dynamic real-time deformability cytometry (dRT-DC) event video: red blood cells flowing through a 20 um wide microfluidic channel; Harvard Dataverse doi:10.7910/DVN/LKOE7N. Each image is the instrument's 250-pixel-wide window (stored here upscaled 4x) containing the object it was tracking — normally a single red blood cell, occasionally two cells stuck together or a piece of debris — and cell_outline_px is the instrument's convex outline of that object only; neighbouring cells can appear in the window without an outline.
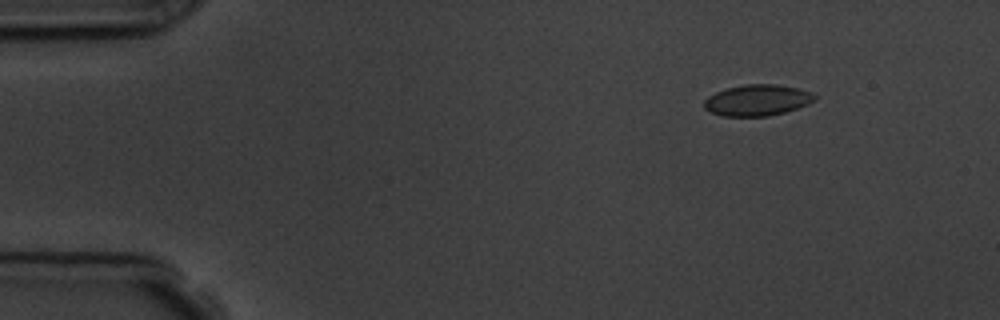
{"species": "common noctule bat (a hibernating species)", "species_latin": "Nyctalus noctula", "temperature_condition": "room temperature", "stored_images_in_passage": 4, "camera_frame_rate_fps": 3000, "um_per_image_px": 0.085, "animal": {"sex": "male", "body_mass_g": 19.5, "forearm_length_mm": 54.6}, "frame": {"image": 1, "passage_image": 2, "time_ms": 1.0, "image_size_px": [1000, 320], "cell_outline_px": [[816, 100], [808, 104], [784, 112], [768, 116], [724, 116], [712, 112], [704, 108], [704, 100], [708, 96], [716, 92], [728, 88], [744, 84], [776, 84], [796, 88], [812, 92], [816, 96]], "centroid_in_image_um": [64.38, 8.51], "position_along_channel_um": 20.6, "area_um2": 19.94}}